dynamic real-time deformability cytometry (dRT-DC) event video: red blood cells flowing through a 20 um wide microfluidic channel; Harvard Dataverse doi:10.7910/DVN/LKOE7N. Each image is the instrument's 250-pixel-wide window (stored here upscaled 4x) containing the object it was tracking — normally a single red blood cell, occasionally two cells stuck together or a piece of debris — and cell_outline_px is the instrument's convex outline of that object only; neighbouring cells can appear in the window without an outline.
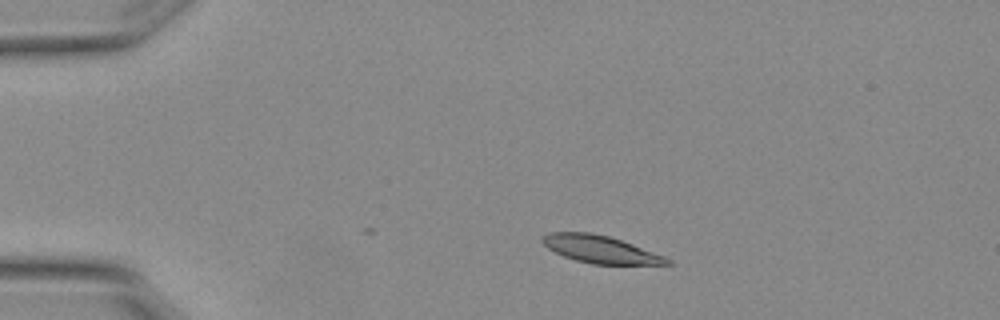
{"species": "Egyptian fruit bat (a non-hibernating species)", "species_latin": "Rousettus aegyptiacus", "temperature_condition": "warm", "stored_images_in_passage": 5, "camera_frame_rate_fps": 3000, "um_per_image_px": 0.085, "animal": {"sex": "female"}, "frame": {"image": 1, "passage_image": 2, "time_ms": 0.333, "image_size_px": [1000, 320], "cell_outline_px": [[672, 264], [592, 264], [576, 260], [564, 256], [548, 248], [540, 240], [540, 236], [548, 232], [592, 232], [608, 236], [632, 244], [664, 256], [672, 260]], "centroid_in_image_um": [50.99, 21.18], "position_along_channel_um": 34.0, "area_um2": 19.83}}
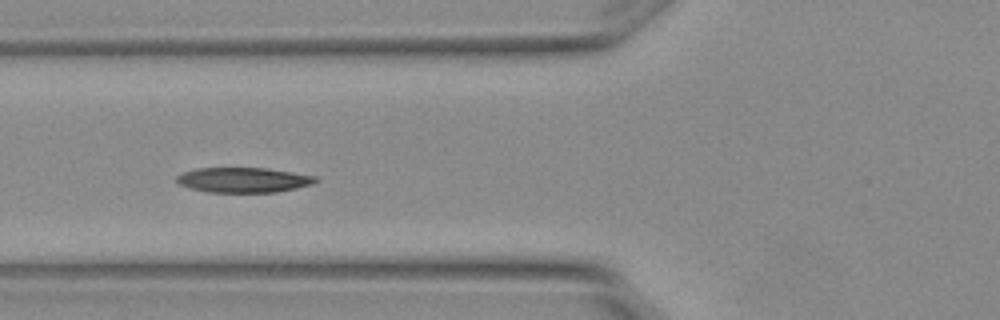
{"frame": {"image": 2, "passage_image": 4, "time_ms": 1.0, "image_size_px": [1000, 320], "cell_outline_px": [[320, 180], [312, 184], [296, 188], [276, 192], [208, 192], [192, 188], [180, 184], [172, 180], [176, 176], [184, 172], [196, 168], [264, 168], [292, 172], [316, 176]], "centroid_in_image_um": [20.68, 15.29], "position_along_channel_um": 105.1, "area_um2": 20.23}}
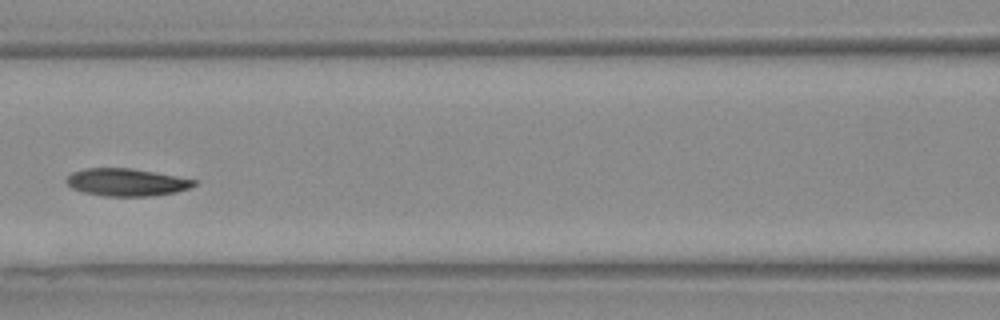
{"frame": {"image": 3, "passage_image": 5, "time_ms": 1.333, "image_size_px": [1000, 320], "cell_outline_px": [[196, 184], [188, 188], [176, 192], [152, 196], [104, 196], [84, 192], [72, 188], [64, 180], [72, 172], [84, 168], [132, 168], [176, 176], [196, 180]], "centroid_in_image_um": [10.73, 15.49], "position_along_channel_um": 155.9, "area_um2": 20.4}}